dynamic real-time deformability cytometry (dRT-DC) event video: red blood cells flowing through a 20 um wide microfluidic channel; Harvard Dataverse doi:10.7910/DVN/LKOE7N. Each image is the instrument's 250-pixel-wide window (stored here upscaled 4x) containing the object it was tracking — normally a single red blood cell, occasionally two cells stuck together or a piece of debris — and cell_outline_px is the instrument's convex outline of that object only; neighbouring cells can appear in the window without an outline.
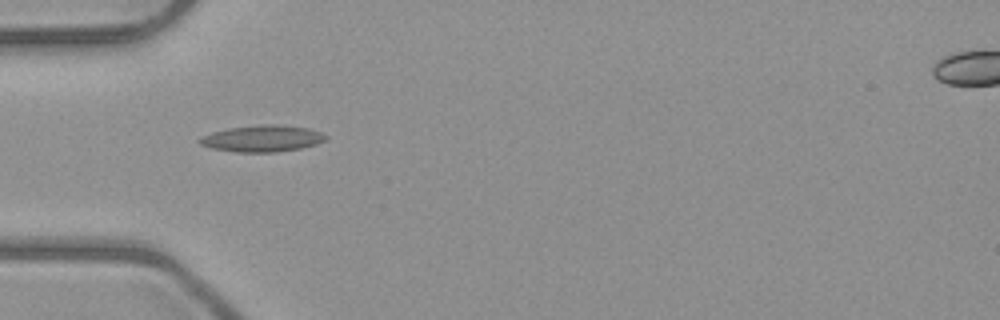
{"species": "common noctule bat (a hibernating species)", "species_latin": "Nyctalus noctula", "temperature_condition": "room temperature", "stored_images_in_passage": 4, "camera_frame_rate_fps": 3000, "um_per_image_px": 0.085, "animal": {"sex": "male", "body_mass_g": 23.1, "forearm_length_mm": 52.7}, "frame": {"image": 1, "passage_image": 1, "time_ms": 0.0, "image_size_px": [1000, 320], "cell_outline_px": [[328, 136], [324, 140], [316, 144], [300, 148], [276, 152], [236, 152], [212, 148], [200, 144], [196, 140], [212, 132], [228, 128], [264, 124], [272, 124], [308, 128], [320, 132]], "centroid_in_image_um": [22.28, 11.77], "position_along_channel_um": 62.7, "area_um2": 19.31}}
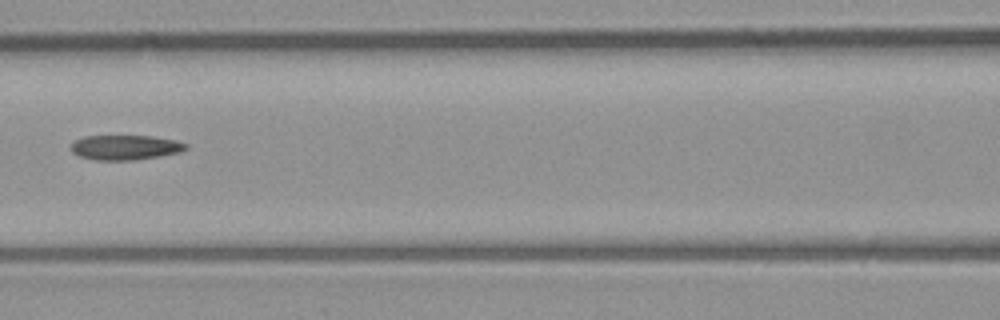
{"frame": {"image": 2, "passage_image": 3, "time_ms": 2.333, "image_size_px": [1000, 320], "cell_outline_px": [[188, 148], [180, 152], [132, 160], [96, 160], [80, 156], [72, 152], [72, 144], [76, 140], [84, 136], [152, 136], [176, 140], [188, 144]], "centroid_in_image_um": [10.67, 12.52], "position_along_channel_um": 155.9, "area_um2": 16.42}}
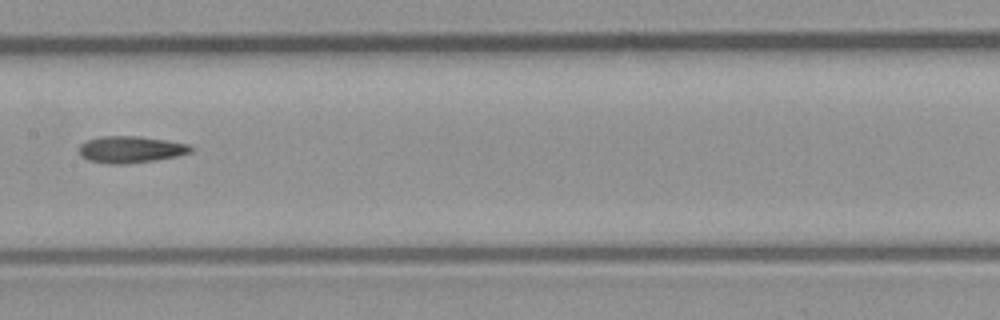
{"frame": {"image": 3, "passage_image": 4, "time_ms": 3.333, "image_size_px": [1000, 320], "cell_outline_px": [[196, 148], [192, 152], [176, 156], [156, 160], [124, 164], [108, 164], [88, 160], [80, 156], [80, 144], [88, 140], [104, 136], [140, 136], [168, 140], [188, 144]], "centroid_in_image_um": [11.15, 12.7], "position_along_channel_um": 196.3, "area_um2": 17.51}}